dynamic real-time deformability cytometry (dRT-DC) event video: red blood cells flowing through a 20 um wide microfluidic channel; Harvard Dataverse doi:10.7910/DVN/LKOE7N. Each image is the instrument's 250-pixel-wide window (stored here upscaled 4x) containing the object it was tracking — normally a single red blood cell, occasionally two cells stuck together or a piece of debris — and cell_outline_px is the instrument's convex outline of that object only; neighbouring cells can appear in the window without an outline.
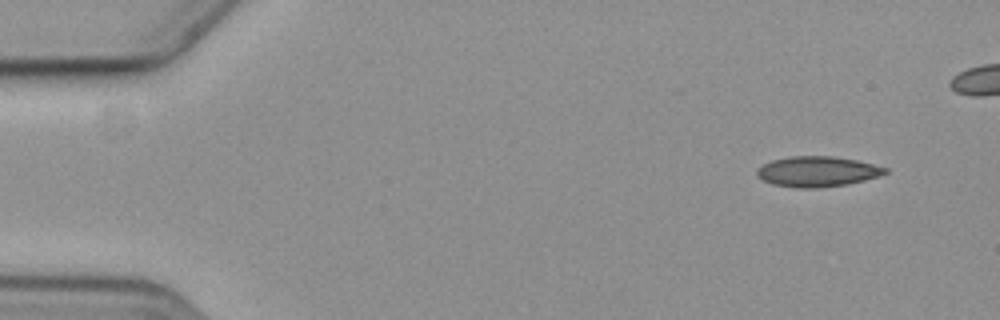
{"species": "common noctule bat (a hibernating species)", "species_latin": "Nyctalus noctula", "temperature_condition": "cold", "stored_images_in_passage": 5, "camera_frame_rate_fps": 3000, "um_per_image_px": 0.085, "animal": {"sex": "female", "body_mass_g": 19.3, "forearm_length_mm": 54.1}, "frame": {"image": 1, "passage_image": 1, "time_ms": 0.0, "image_size_px": [1000, 320], "cell_outline_px": [[888, 172], [864, 180], [844, 184], [816, 188], [796, 188], [772, 184], [764, 180], [756, 172], [764, 164], [772, 160], [788, 156], [832, 156], [856, 160], [888, 168]], "centroid_in_image_um": [69.47, 14.57], "position_along_channel_um": 15.5, "area_um2": 22.31}}